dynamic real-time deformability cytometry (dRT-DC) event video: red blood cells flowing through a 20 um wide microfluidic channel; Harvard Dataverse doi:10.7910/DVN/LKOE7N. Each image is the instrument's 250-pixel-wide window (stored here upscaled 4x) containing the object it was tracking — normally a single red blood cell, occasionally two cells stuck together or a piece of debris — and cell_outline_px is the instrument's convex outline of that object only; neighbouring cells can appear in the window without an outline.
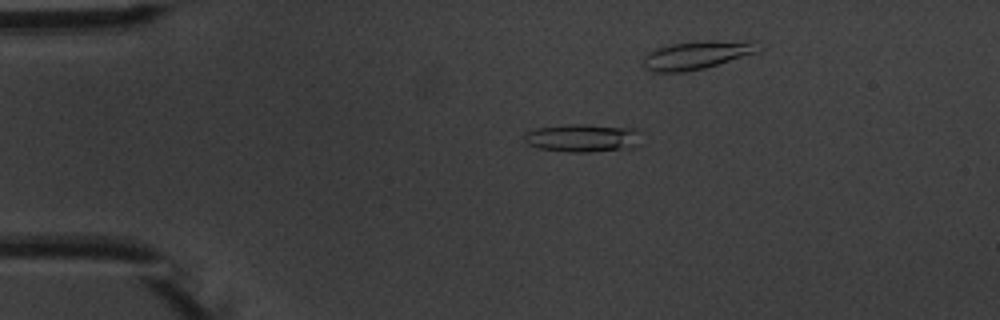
{"species": "common noctule bat (a hibernating species)", "species_latin": "Nyctalus noctula", "temperature_condition": "warm", "stored_images_in_passage": 2, "camera_frame_rate_fps": 3000, "um_per_image_px": 0.085, "animal": {"sex": "male", "body_mass_g": 20.1, "forearm_length_mm": 53.5}, "frame": {"image": 1, "passage_image": 1, "time_ms": 0.0, "image_size_px": [1000, 320], "cell_outline_px": [[640, 144], [636, 148], [588, 152], [568, 152], [540, 148], [528, 144], [524, 140], [524, 132], [536, 128], [568, 124], [588, 124], [636, 128], [640, 132]], "centroid_in_image_um": [49.58, 11.72], "position_along_channel_um": 35.4, "area_um2": 19.54}}